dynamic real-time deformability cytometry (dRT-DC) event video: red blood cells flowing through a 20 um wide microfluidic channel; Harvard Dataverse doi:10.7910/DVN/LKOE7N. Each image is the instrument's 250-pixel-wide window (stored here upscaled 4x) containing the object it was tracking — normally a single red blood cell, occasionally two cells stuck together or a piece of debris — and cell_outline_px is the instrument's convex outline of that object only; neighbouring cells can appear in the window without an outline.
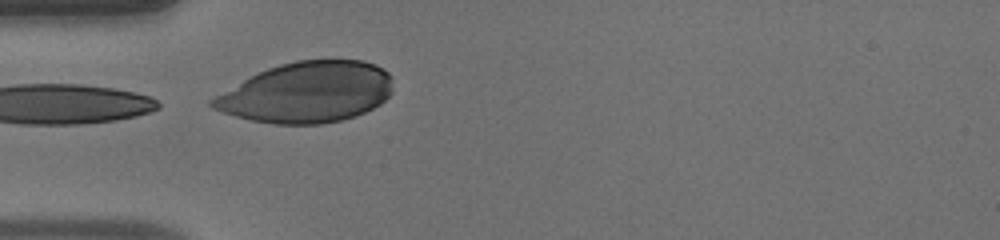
{"species": "human", "species_latin": "Homo sapiens", "temperature_condition": "warm", "stored_images_in_passage": 8, "camera_frame_rate_fps": 3000, "um_per_image_px": 0.085, "donor": {"sex": "male"}, "frame": {"image": 1, "passage_image": 8, "time_ms": 2.333, "image_size_px": [1000, 240], "cell_outline_px": [[388, 96], [384, 100], [372, 108], [352, 116], [336, 120], [312, 124], [280, 124], [256, 120], [240, 116], [216, 108], [212, 104], [212, 100], [252, 76], [260, 72], [284, 64], [300, 60], [360, 60], [372, 64], [380, 68], [388, 76]], "centroid_in_image_um": [26.13, 7.84], "position_along_channel_um": 58.9, "area_um2": 60.75}}